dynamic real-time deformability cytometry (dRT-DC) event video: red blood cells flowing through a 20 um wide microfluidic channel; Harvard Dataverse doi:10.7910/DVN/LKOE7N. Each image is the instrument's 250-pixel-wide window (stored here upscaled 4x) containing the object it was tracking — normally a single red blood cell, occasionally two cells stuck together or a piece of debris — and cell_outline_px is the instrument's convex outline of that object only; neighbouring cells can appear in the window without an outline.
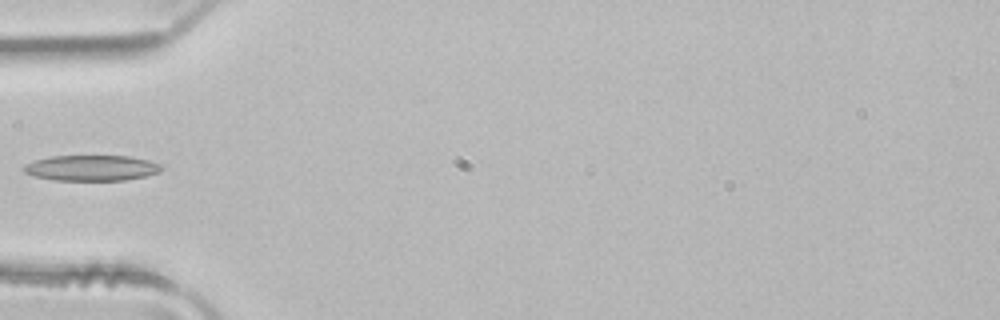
{"species": "common noctule bat (a hibernating species)", "species_latin": "Nyctalus noctula", "temperature_condition": "room temperature", "stored_images_in_passage": 6, "camera_frame_rate_fps": 3000, "um_per_image_px": 0.085, "animal": {"sex": "male", "body_mass_g": 21.5, "forearm_length_mm": 52.0}, "frame": {"image": 1, "passage_image": 5, "time_ms": 1.333, "image_size_px": [1000, 320], "cell_outline_px": [[164, 168], [160, 172], [144, 176], [124, 180], [52, 180], [32, 176], [24, 172], [24, 164], [36, 160], [52, 156], [128, 156], [148, 160], [160, 164]], "centroid_in_image_um": [7.77, 14.28], "position_along_channel_um": 77.2, "area_um2": 20.52}}
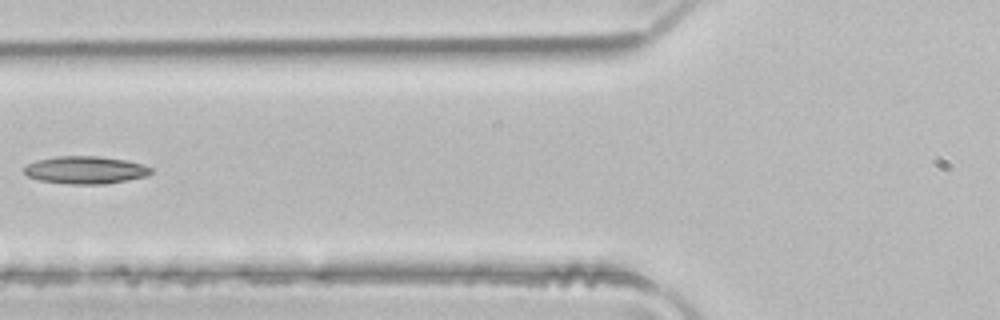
{"frame": {"image": 2, "passage_image": 6, "time_ms": 1.667, "image_size_px": [1000, 320], "cell_outline_px": [[152, 172], [148, 176], [104, 184], [68, 184], [40, 180], [28, 176], [24, 172], [24, 168], [28, 164], [36, 160], [56, 156], [96, 156], [124, 160], [140, 164], [152, 168]], "centroid_in_image_um": [7.25, 14.45], "position_along_channel_um": 118.6, "area_um2": 20.23}}